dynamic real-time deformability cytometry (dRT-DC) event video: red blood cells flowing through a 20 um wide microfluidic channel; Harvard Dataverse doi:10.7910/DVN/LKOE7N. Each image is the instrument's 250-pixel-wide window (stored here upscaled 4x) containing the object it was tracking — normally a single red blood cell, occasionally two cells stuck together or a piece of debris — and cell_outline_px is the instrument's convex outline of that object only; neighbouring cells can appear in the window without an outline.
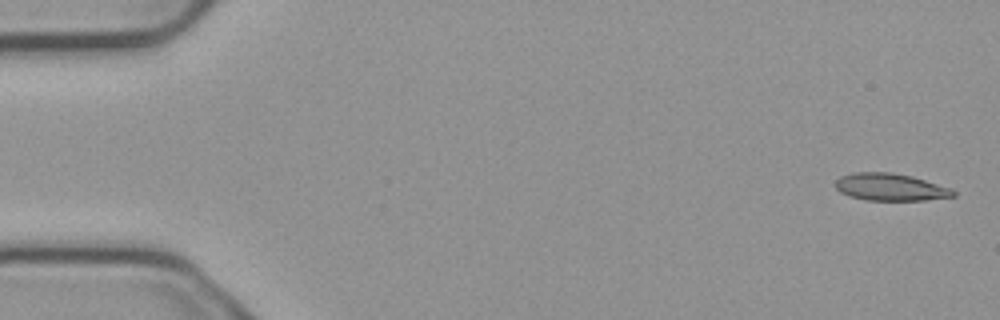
{"species": "common noctule bat (a hibernating species)", "species_latin": "Nyctalus noctula", "temperature_condition": "cold", "stored_images_in_passage": 5, "camera_frame_rate_fps": 3000, "um_per_image_px": 0.085, "animal": {"sex": "male", "body_mass_g": 23.1, "forearm_length_mm": 52.7}, "frame": {"image": 1, "passage_image": 1, "time_ms": 0.0, "image_size_px": [1000, 320], "cell_outline_px": [[956, 196], [924, 200], [868, 200], [848, 196], [840, 192], [836, 188], [836, 180], [840, 176], [856, 172], [892, 172], [912, 176], [952, 188], [956, 192]], "centroid_in_image_um": [75.7, 15.9], "position_along_channel_um": 9.3, "area_um2": 18.79}}
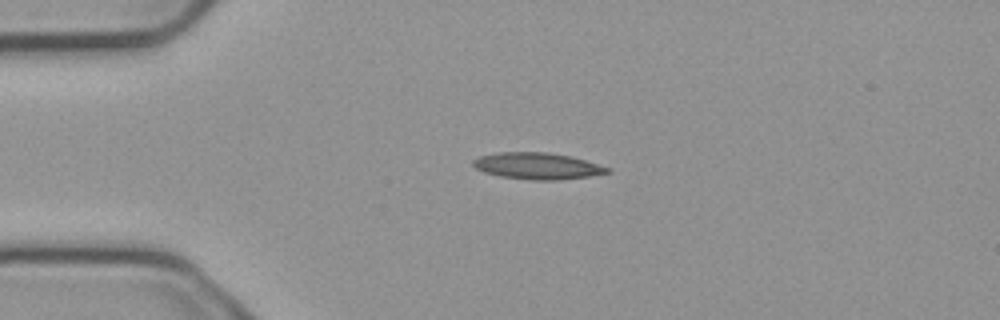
{"frame": {"image": 2, "passage_image": 4, "time_ms": 1.0, "image_size_px": [1000, 320], "cell_outline_px": [[612, 172], [588, 176], [556, 180], [532, 180], [500, 176], [484, 172], [476, 168], [472, 164], [472, 160], [480, 156], [500, 152], [548, 152], [572, 156], [612, 168]], "centroid_in_image_um": [45.7, 14.1], "position_along_channel_um": 39.3, "area_um2": 20.81}}